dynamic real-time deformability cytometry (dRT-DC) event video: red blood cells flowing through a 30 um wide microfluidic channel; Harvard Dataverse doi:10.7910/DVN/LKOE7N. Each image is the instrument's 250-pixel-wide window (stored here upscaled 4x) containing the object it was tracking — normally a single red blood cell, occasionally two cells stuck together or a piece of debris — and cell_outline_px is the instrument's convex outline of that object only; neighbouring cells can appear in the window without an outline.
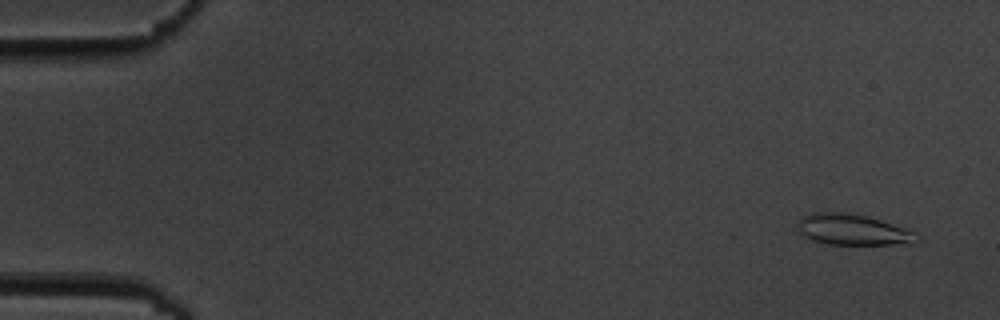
{"species": "common noctule bat (a hibernating species)", "species_latin": "Nyctalus noctula", "temperature_condition": "cold", "stored_images_in_passage": 4, "camera_frame_rate_fps": 3000, "um_per_image_px": 0.085, "animal": {"sex": "male", "body_mass_g": 19.5, "forearm_length_mm": 54.6}, "frame": {"image": 1, "passage_image": 1, "time_ms": 0.0, "image_size_px": [1000, 320], "cell_outline_px": [[920, 240], [912, 244], [828, 244], [812, 240], [804, 236], [796, 228], [796, 224], [804, 216], [812, 212], [844, 212], [864, 216], [880, 220], [912, 232], [920, 236]], "centroid_in_image_um": [72.45, 19.53], "position_along_channel_um": 12.6, "area_um2": 21.21}}